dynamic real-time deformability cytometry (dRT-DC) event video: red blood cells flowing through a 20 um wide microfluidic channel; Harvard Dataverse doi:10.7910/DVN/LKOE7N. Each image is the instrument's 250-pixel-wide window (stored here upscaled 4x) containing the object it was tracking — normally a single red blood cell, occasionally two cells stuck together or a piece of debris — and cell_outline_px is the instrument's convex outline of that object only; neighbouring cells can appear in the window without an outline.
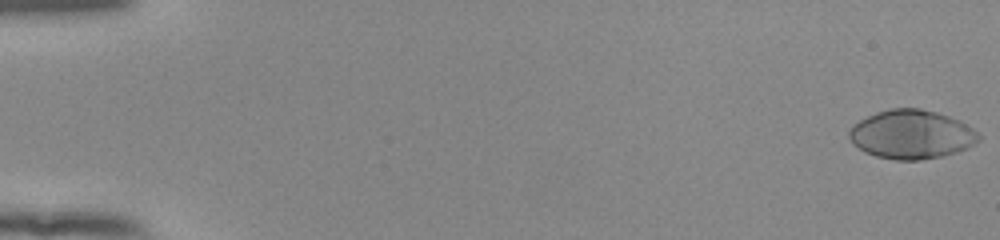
{"species": "human", "species_latin": "Homo sapiens", "temperature_condition": "room temperature", "stored_images_in_passage": 54, "camera_frame_rate_fps": 3000, "um_per_image_px": 0.085, "donor": {"sex": "female"}, "frame": {"image": 1, "passage_image": 1, "time_ms": 0.0, "image_size_px": [1000, 240], "cell_outline_px": [[980, 140], [976, 144], [968, 148], [956, 152], [940, 156], [920, 160], [896, 160], [876, 156], [864, 152], [852, 144], [848, 136], [848, 132], [860, 120], [876, 112], [892, 108], [920, 108], [936, 112], [960, 120], [972, 128], [980, 136]], "centroid_in_image_um": [77.48, 11.43], "position_along_channel_um": 7.5, "area_um2": 36.88}}
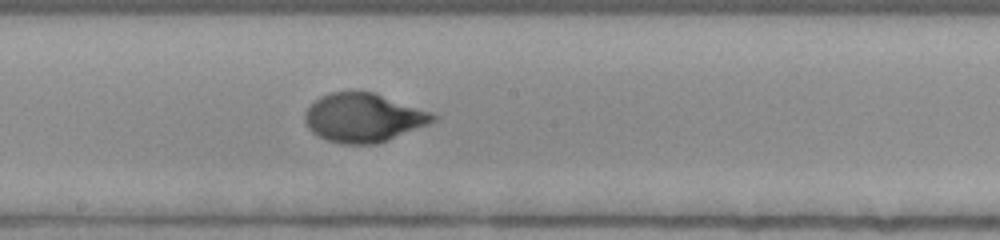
{"frame": {"image": 2, "passage_image": 31, "time_ms": 10.0, "image_size_px": [1000, 240], "cell_outline_px": [[440, 116], [436, 120], [428, 124], [388, 140], [376, 144], [340, 144], [328, 140], [312, 132], [308, 128], [304, 120], [304, 112], [320, 96], [328, 92], [376, 92], [432, 112]], "centroid_in_image_um": [30.91, 10.0], "position_along_channel_um": 217.3, "area_um2": 36.53}}
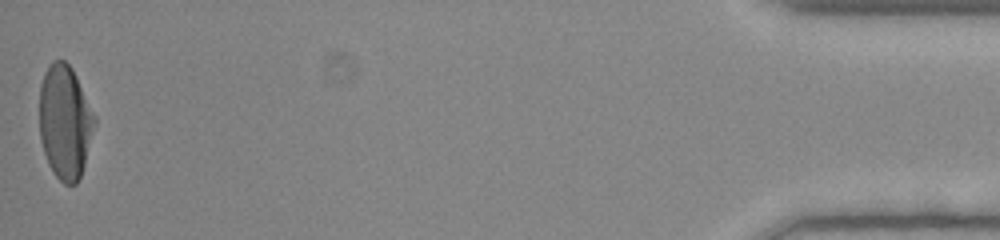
{"frame": {"image": 3, "passage_image": 54, "time_ms": 17.667, "image_size_px": [1000, 240], "cell_outline_px": [[96, 124], [84, 164], [80, 176], [76, 184], [64, 184], [52, 172], [48, 164], [44, 152], [40, 136], [40, 84], [44, 72], [52, 60], [64, 60], [72, 68], [96, 116]], "centroid_in_image_um": [5.52, 10.35], "position_along_channel_um": 429.7, "area_um2": 36.65}, "authors_computed_cell_mechanics": {"area_um2": 35.7204, "velocity_mm_per_s": 3.9065, "shape_relaxation_time_tau1_ms": 3.6849, "shape_relaxation_time_tau2_ms": null, "deformation_change_tau1": 0.2066, "deformation_change_tau2": null}}